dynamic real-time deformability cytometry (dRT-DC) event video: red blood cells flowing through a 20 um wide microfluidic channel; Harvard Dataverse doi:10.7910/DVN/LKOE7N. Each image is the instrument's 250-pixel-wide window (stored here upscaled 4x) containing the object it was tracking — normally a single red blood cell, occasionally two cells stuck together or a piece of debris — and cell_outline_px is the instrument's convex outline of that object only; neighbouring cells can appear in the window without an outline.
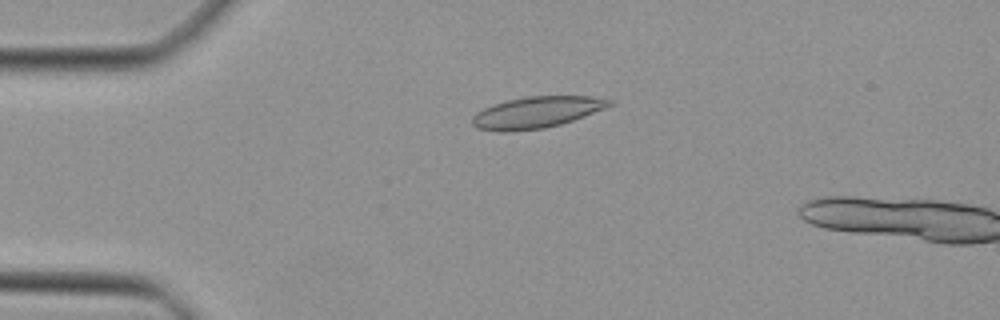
{"species": "Egyptian fruit bat (a non-hibernating species)", "species_latin": "Rousettus aegyptiacus", "temperature_condition": "cold", "stored_images_in_passage": 5, "camera_frame_rate_fps": 3000, "um_per_image_px": 0.085, "animal": {"sex": "female"}, "frame": {"image": 1, "passage_image": 3, "time_ms": 0.667, "image_size_px": [1000, 320], "cell_outline_px": [[616, 104], [584, 116], [560, 124], [544, 128], [508, 132], [500, 132], [476, 128], [472, 124], [472, 116], [476, 112], [484, 108], [508, 100], [524, 96], [592, 96], [616, 100]], "centroid_in_image_um": [45.64, 9.54], "position_along_channel_um": 39.4, "area_um2": 25.26}}